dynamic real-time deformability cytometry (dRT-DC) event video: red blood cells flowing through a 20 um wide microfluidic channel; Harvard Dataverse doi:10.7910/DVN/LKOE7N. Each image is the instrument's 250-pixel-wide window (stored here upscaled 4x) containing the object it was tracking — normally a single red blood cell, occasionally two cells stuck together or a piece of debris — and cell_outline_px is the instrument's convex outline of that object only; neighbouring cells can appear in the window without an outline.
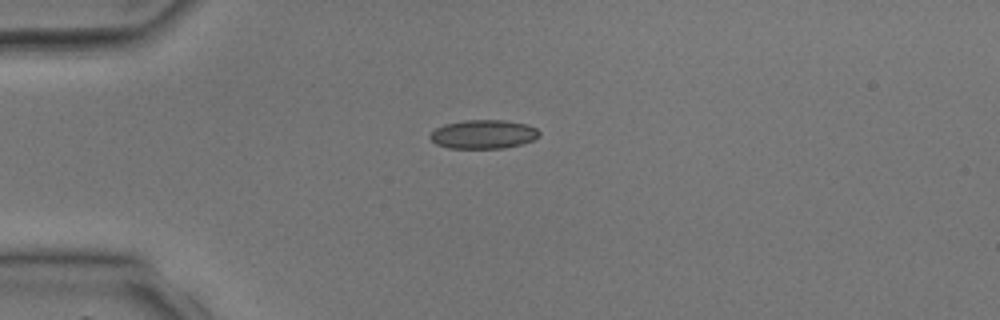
{"species": "common noctule bat (a hibernating species)", "species_latin": "Nyctalus noctula", "temperature_condition": "room temperature", "stored_images_in_passage": 3, "camera_frame_rate_fps": 3000, "um_per_image_px": 0.085, "animal": {"sex": "male", "body_mass_g": 17.9, "forearm_length_mm": 54.2}, "frame": {"image": 1, "passage_image": 3, "time_ms": 3.667, "image_size_px": [1000, 320], "cell_outline_px": [[540, 136], [532, 140], [520, 144], [504, 148], [448, 148], [436, 144], [428, 136], [436, 128], [444, 124], [464, 120], [504, 120], [528, 124], [536, 128], [540, 132]], "centroid_in_image_um": [41.09, 11.4], "position_along_channel_um": 43.9, "area_um2": 18.38}}